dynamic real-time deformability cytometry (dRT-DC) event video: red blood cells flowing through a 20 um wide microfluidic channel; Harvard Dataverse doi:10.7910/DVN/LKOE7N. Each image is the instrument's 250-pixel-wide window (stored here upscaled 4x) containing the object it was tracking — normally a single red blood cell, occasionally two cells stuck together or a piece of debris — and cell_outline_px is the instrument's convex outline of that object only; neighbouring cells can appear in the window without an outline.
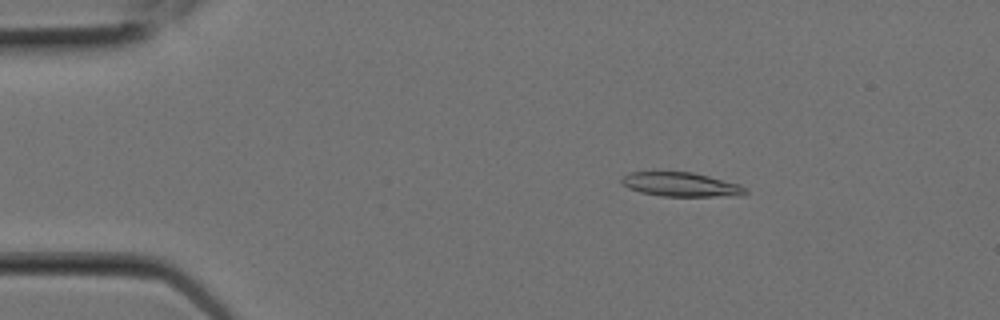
{"species": "Egyptian fruit bat (a non-hibernating species)", "species_latin": "Rousettus aegyptiacus", "temperature_condition": "room temperature", "stored_images_in_passage": 9, "camera_frame_rate_fps": 3000, "um_per_image_px": 0.085, "animal": {"sex": "female"}, "frame": {"image": 1, "passage_image": 4, "time_ms": 1.0, "image_size_px": [1000, 320], "cell_outline_px": [[748, 192], [740, 196], [660, 196], [640, 192], [628, 188], [620, 180], [628, 172], [692, 172], [740, 184], [748, 188]], "centroid_in_image_um": [57.92, 15.69], "position_along_channel_um": 27.1, "area_um2": 17.46}}
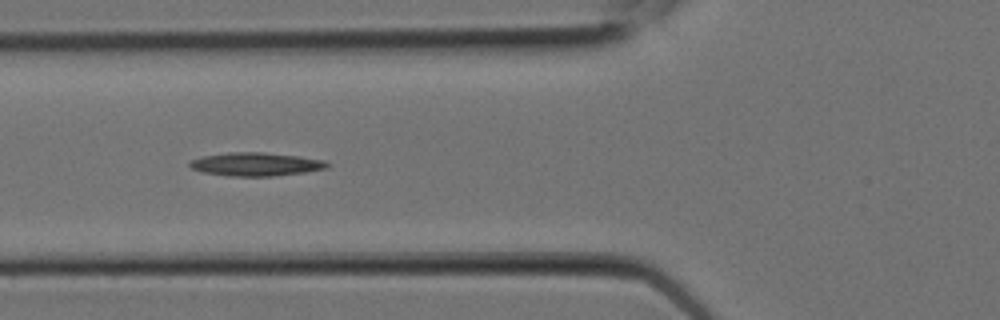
{"frame": {"image": 2, "passage_image": 8, "time_ms": 2.333, "image_size_px": [1000, 320], "cell_outline_px": [[332, 164], [328, 168], [304, 172], [272, 176], [228, 176], [200, 172], [192, 168], [188, 164], [188, 160], [204, 156], [228, 152], [264, 152], [296, 156], [324, 160]], "centroid_in_image_um": [21.72, 13.96], "position_along_channel_um": 104.1, "area_um2": 18.84}}
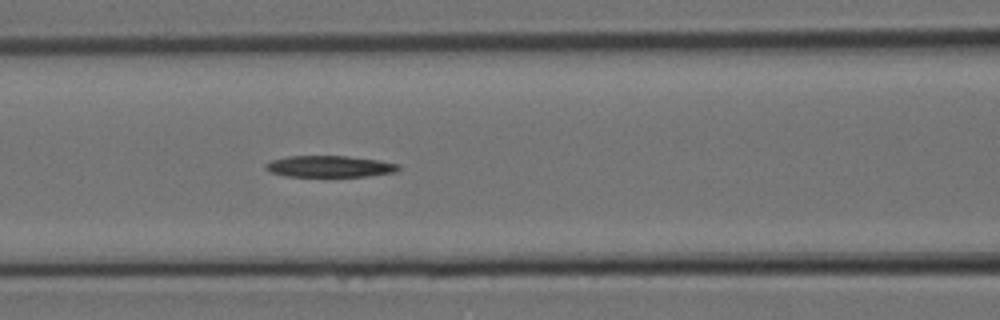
{"frame": {"image": 3, "passage_image": 9, "time_ms": 2.667, "image_size_px": [1000, 320], "cell_outline_px": [[400, 168], [396, 172], [368, 176], [288, 176], [272, 172], [264, 168], [264, 164], [272, 160], [288, 156], [348, 156], [380, 160], [400, 164]], "centroid_in_image_um": [28.06, 14.14], "position_along_channel_um": 138.5, "area_um2": 16.59}}